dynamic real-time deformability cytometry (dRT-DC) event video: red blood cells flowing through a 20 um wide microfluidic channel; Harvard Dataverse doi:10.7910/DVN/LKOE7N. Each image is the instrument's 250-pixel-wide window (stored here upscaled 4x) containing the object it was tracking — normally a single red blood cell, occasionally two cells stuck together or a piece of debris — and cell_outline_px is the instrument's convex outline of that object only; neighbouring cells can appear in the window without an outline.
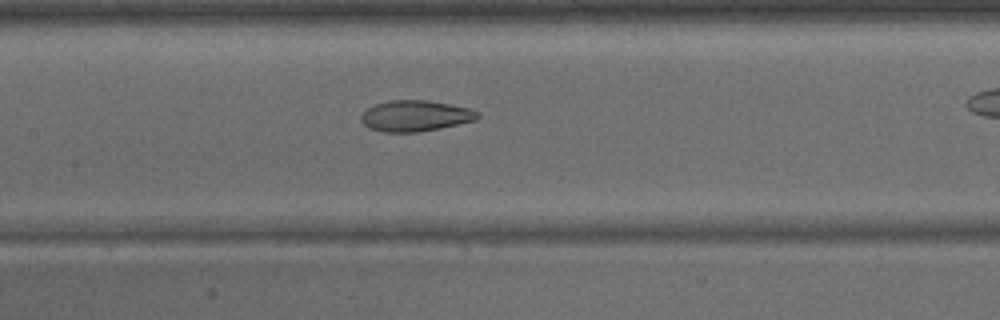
{"species": "common noctule bat (a hibernating species)", "species_latin": "Nyctalus noctula", "temperature_condition": "warm", "stored_images_in_passage": 34, "camera_frame_rate_fps": 3000, "um_per_image_px": 0.085, "animal": {"sex": "male", "body_mass_g": 15.6}, "frame": {"image": 1, "passage_image": 20, "time_ms": 6.333, "image_size_px": [1000, 320], "cell_outline_px": [[480, 116], [476, 120], [440, 128], [416, 132], [384, 132], [368, 128], [360, 120], [360, 116], [368, 108], [376, 104], [388, 100], [428, 100], [468, 108], [480, 112]], "centroid_in_image_um": [35.29, 9.85], "position_along_channel_um": 172.1, "area_um2": 20.98}}